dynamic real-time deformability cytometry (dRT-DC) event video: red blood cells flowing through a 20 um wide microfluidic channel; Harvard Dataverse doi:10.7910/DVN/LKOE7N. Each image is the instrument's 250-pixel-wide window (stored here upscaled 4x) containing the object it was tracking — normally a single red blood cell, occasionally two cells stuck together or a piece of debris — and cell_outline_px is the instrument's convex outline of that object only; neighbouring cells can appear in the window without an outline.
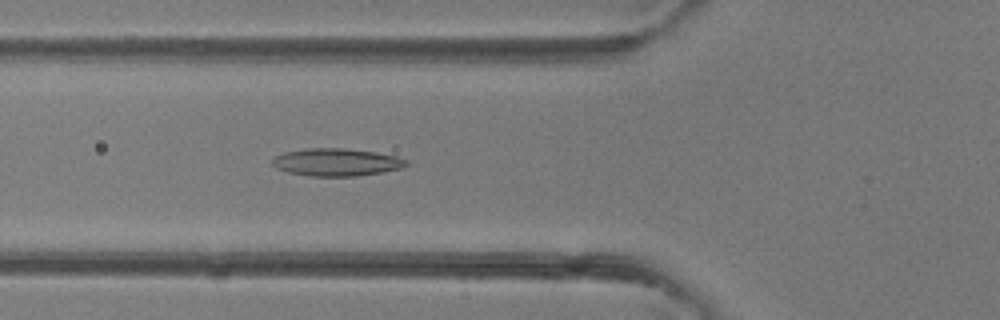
{"species": "common noctule bat (a hibernating species)", "species_latin": "Nyctalus noctula", "temperature_condition": "room temperature", "stored_images_in_passage": 40, "camera_frame_rate_fps": 3000, "um_per_image_px": 0.085, "animal": {"sex": "female"}, "frame": {"image": 1, "passage_image": 14, "time_ms": 4.333, "image_size_px": [1000, 320], "cell_outline_px": [[408, 164], [400, 168], [380, 172], [356, 176], [308, 176], [288, 172], [276, 168], [272, 164], [272, 160], [276, 156], [284, 152], [308, 148], [344, 148], [376, 152], [396, 156], [408, 160]], "centroid_in_image_um": [28.58, 13.78], "position_along_channel_um": 97.2, "area_um2": 21.44}}
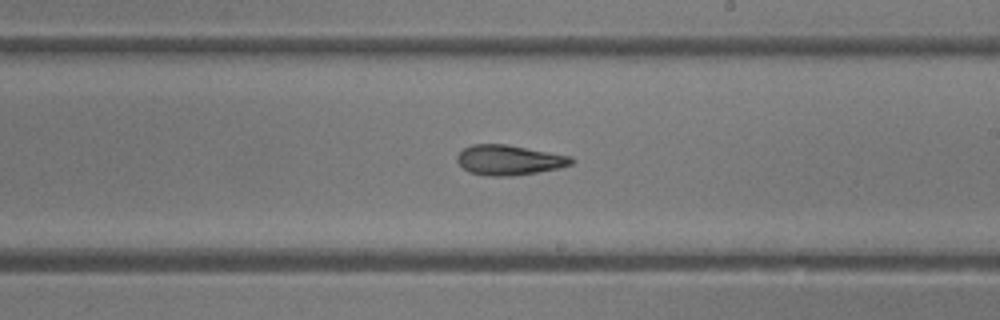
{"frame": {"image": 2, "passage_image": 23, "time_ms": 7.333, "image_size_px": [1000, 320], "cell_outline_px": [[576, 160], [572, 164], [560, 168], [512, 176], [488, 176], [468, 172], [456, 160], [456, 156], [464, 148], [472, 144], [508, 144], [572, 156]], "centroid_in_image_um": [43.3, 13.6], "position_along_channel_um": 245.7, "area_um2": 20.17}}
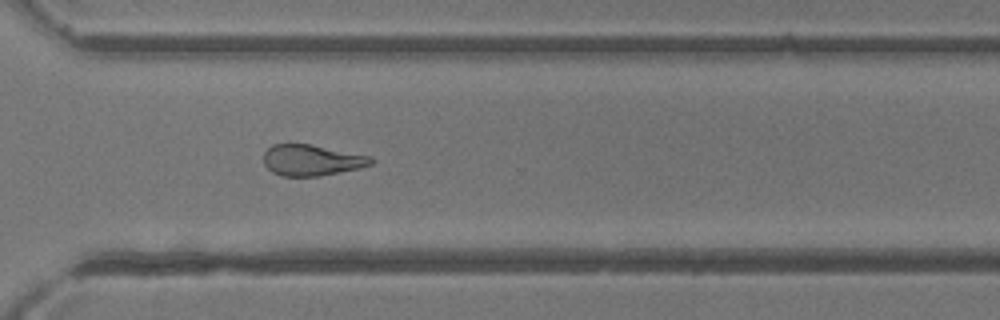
{"frame": {"image": 3, "passage_image": 29, "time_ms": 9.333, "image_size_px": [1000, 320], "cell_outline_px": [[372, 164], [360, 168], [320, 176], [284, 176], [272, 172], [264, 164], [264, 152], [272, 144], [308, 144], [372, 156]], "centroid_in_image_um": [26.49, 13.62], "position_along_channel_um": 344.1, "area_um2": 19.31}}